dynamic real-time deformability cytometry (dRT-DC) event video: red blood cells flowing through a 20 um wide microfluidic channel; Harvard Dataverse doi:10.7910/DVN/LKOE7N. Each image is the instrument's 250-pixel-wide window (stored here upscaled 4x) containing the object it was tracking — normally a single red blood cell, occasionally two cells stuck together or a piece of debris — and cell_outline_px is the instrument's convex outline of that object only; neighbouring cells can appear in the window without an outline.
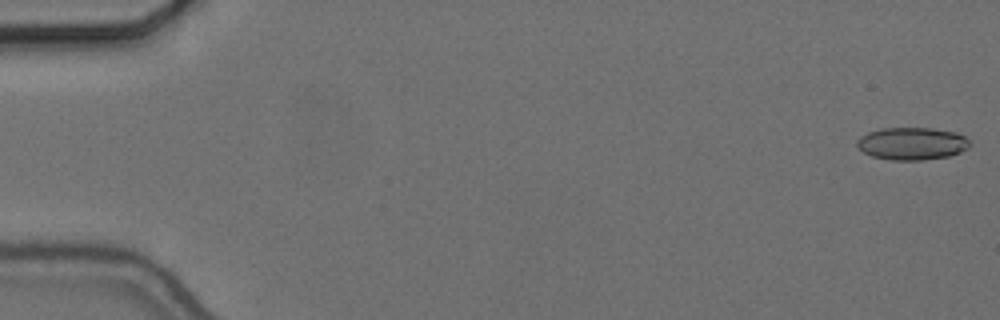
{"species": "common noctule bat (a hibernating species)", "species_latin": "Nyctalus noctula", "temperature_condition": "cold", "stored_images_in_passage": 56, "camera_frame_rate_fps": 3000, "um_per_image_px": 0.085, "animal": {"sex": "female", "body_mass_g": 24.6, "forearm_length_mm": 56.2}, "frame": {"image": 1, "passage_image": 1, "time_ms": 0.0, "image_size_px": [1000, 320], "cell_outline_px": [[972, 144], [968, 148], [960, 152], [948, 156], [924, 160], [892, 160], [872, 156], [864, 152], [856, 144], [856, 140], [860, 136], [868, 132], [880, 128], [932, 128], [956, 132], [964, 136]], "centroid_in_image_um": [77.52, 12.2], "position_along_channel_um": 7.5, "area_um2": 21.44}}
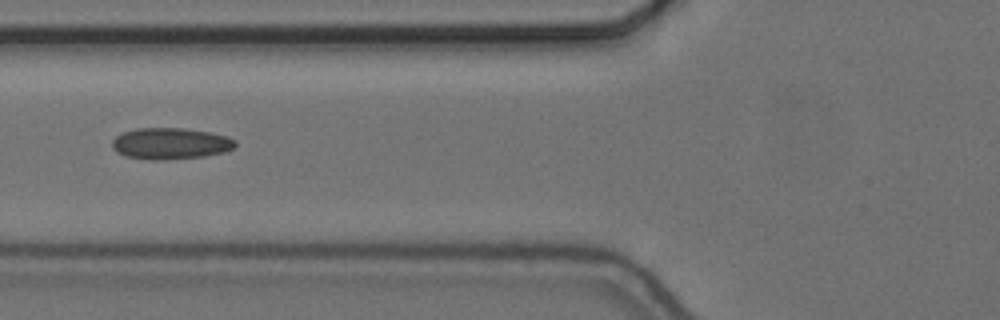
{"frame": {"image": 2, "passage_image": 22, "time_ms": 7.0, "image_size_px": [1000, 320], "cell_outline_px": [[236, 144], [232, 148], [224, 152], [204, 156], [164, 160], [148, 160], [124, 156], [116, 152], [112, 148], [112, 140], [116, 136], [124, 132], [136, 128], [184, 128], [208, 132], [228, 136], [236, 140]], "centroid_in_image_um": [14.46, 12.2], "position_along_channel_um": 111.3, "area_um2": 22.66}}
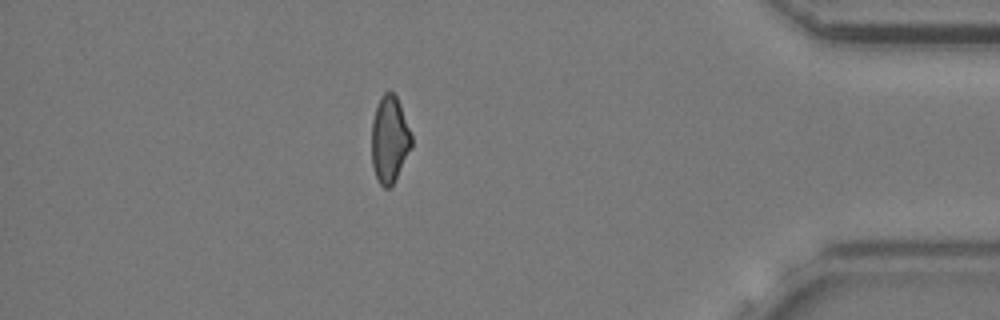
{"frame": {"image": 3, "passage_image": 49, "time_ms": 16.0, "image_size_px": [1000, 320], "cell_outline_px": [[412, 148], [392, 188], [384, 188], [380, 184], [376, 176], [372, 164], [372, 120], [380, 96], [384, 92], [392, 92], [396, 96], [400, 104], [412, 136]], "centroid_in_image_um": [33.12, 11.89], "position_along_channel_um": 402.1, "area_um2": 20.35}, "authors_computed_cell_mechanics": {"area_um2": 21.5016, "velocity_mm_per_s": 3.6778, "shape_relaxation_time_tau1_ms": 9.2547, "shape_relaxation_time_tau2_ms": 4.0728, "deformation_change_tau1": 0.1577, "deformation_change_tau2": 0.1101}}